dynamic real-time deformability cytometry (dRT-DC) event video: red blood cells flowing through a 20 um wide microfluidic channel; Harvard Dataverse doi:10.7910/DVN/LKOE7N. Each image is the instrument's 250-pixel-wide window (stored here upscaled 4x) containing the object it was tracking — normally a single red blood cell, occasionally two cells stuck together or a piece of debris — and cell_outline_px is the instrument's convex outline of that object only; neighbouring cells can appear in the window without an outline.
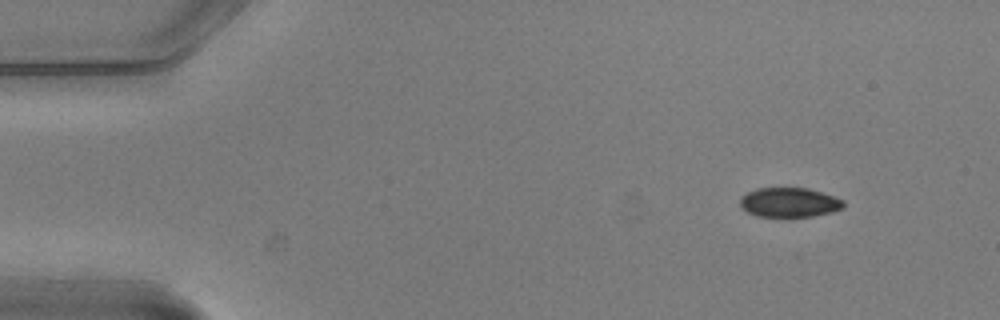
{"species": "common noctule bat (a hibernating species)", "species_latin": "Nyctalus noctula", "temperature_condition": "warm", "stored_images_in_passage": 3, "camera_frame_rate_fps": 3000, "um_per_image_px": 0.085, "animal": {"sex": "male", "body_mass_g": 20.5, "forearm_length_mm": 52.5}, "frame": {"image": 1, "passage_image": 1, "time_ms": 0.0, "image_size_px": [1000, 320], "cell_outline_px": [[844, 208], [832, 212], [812, 216], [788, 220], [756, 216], [748, 212], [740, 204], [740, 196], [756, 188], [808, 188], [844, 200]], "centroid_in_image_um": [67.08, 17.25], "position_along_channel_um": 17.9, "area_um2": 18.44}}